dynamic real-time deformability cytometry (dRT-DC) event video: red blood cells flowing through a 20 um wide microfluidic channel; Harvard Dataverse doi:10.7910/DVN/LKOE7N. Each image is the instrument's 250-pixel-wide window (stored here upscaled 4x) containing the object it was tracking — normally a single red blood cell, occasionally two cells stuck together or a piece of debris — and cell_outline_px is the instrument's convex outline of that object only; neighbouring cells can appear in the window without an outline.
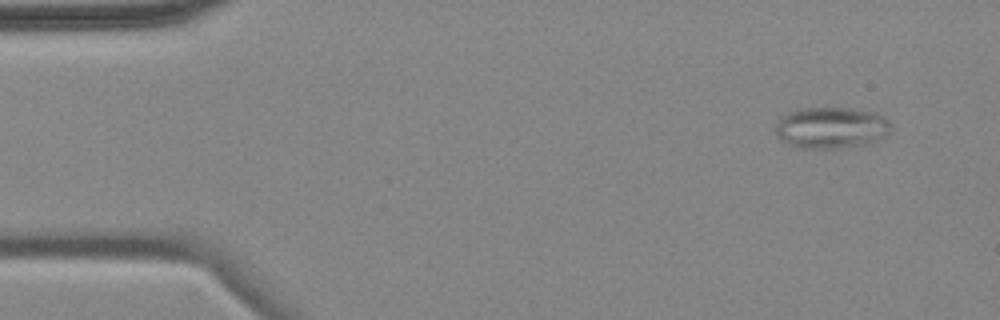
{"species": "common noctule bat (a hibernating species)", "species_latin": "Nyctalus noctula", "temperature_condition": "cold", "stored_images_in_passage": 4, "camera_frame_rate_fps": 3000, "um_per_image_px": 0.085, "animal": {"sex": "female", "body_mass_g": 18.4}, "frame": {"image": 1, "passage_image": 1, "time_ms": 0.0, "image_size_px": [1000, 320], "cell_outline_px": [[892, 132], [888, 136], [868, 144], [840, 148], [800, 148], [788, 144], [776, 136], [772, 128], [776, 120], [780, 116], [788, 112], [800, 108], [852, 108], [876, 112], [884, 116], [892, 124]], "centroid_in_image_um": [70.65, 10.85], "position_along_channel_um": 14.3, "area_um2": 28.73}}
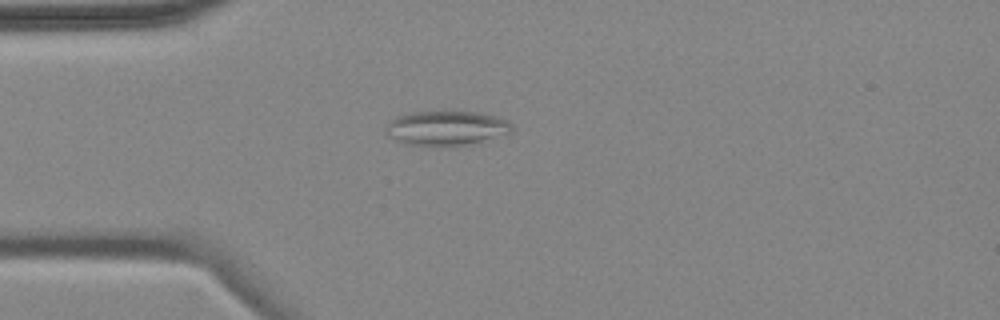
{"frame": {"image": 2, "passage_image": 4, "time_ms": 3.333, "image_size_px": [1000, 320], "cell_outline_px": [[512, 132], [464, 144], [440, 148], [408, 144], [388, 136], [384, 128], [396, 116], [412, 112], [476, 112], [496, 116], [508, 120], [512, 124]], "centroid_in_image_um": [37.9, 10.9], "position_along_channel_um": 47.1, "area_um2": 25.2}}